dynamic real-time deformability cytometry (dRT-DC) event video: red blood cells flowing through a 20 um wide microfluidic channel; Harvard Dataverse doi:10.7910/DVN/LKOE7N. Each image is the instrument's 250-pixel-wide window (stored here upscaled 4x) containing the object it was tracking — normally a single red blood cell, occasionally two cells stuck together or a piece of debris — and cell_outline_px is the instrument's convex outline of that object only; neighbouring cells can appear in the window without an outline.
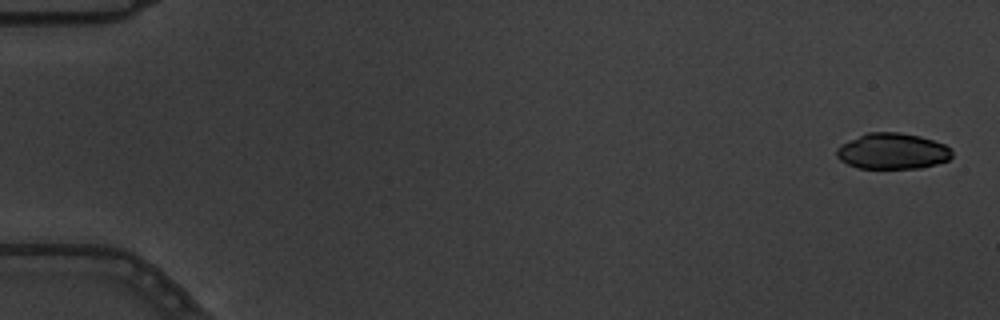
{"species": "common noctule bat (a hibernating species)", "species_latin": "Nyctalus noctula", "temperature_condition": "warm", "stored_images_in_passage": 6, "camera_frame_rate_fps": 3000, "um_per_image_px": 0.085, "animal": {"sex": "male", "body_mass_g": 19.5, "forearm_length_mm": 54.6}, "frame": {"image": 1, "passage_image": 1, "time_ms": 0.0, "image_size_px": [1000, 320], "cell_outline_px": [[952, 156], [948, 160], [936, 164], [920, 168], [856, 168], [840, 160], [836, 156], [836, 148], [840, 144], [868, 132], [900, 132], [920, 136], [944, 144], [952, 148]], "centroid_in_image_um": [75.85, 12.85], "position_along_channel_um": 9.1, "area_um2": 24.28}}
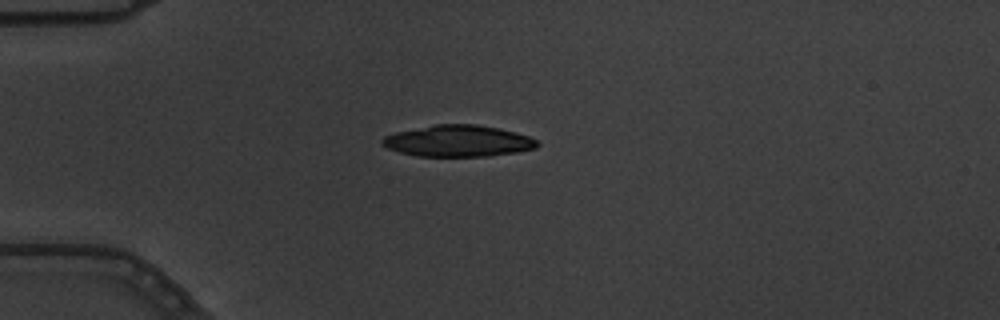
{"frame": {"image": 2, "passage_image": 5, "time_ms": 1.333, "image_size_px": [1000, 320], "cell_outline_px": [[540, 144], [536, 148], [516, 152], [488, 156], [416, 156], [400, 152], [388, 148], [380, 144], [380, 140], [384, 136], [396, 132], [436, 124], [476, 124], [500, 128], [516, 132], [528, 136], [536, 140]], "centroid_in_image_um": [38.94, 11.98], "position_along_channel_um": 46.1, "area_um2": 28.44}}